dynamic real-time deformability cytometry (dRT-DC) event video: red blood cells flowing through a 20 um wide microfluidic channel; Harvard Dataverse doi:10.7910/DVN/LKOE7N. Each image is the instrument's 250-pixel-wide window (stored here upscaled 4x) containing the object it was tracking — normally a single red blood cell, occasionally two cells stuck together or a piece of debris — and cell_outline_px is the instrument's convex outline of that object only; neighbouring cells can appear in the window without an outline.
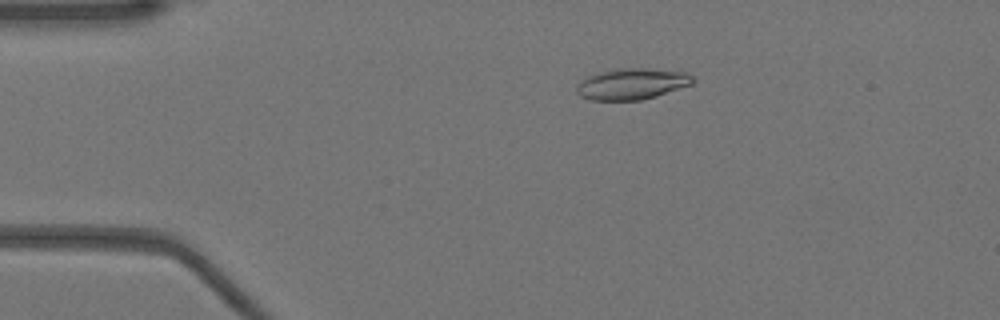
{"species": "Egyptian fruit bat (a non-hibernating species)", "species_latin": "Rousettus aegyptiacus", "temperature_condition": "warm", "stored_images_in_passage": 51, "camera_frame_rate_fps": 3000, "um_per_image_px": 0.085, "animal": {"sex": "female"}, "frame": {"image": 1, "passage_image": 10, "time_ms": 3.0, "image_size_px": [1000, 320], "cell_outline_px": [[696, 80], [692, 84], [656, 96], [640, 100], [588, 100], [580, 96], [576, 92], [576, 84], [580, 80], [588, 76], [600, 72], [620, 68], [644, 68], [688, 72]], "centroid_in_image_um": [53.69, 7.13], "position_along_channel_um": 31.3, "area_um2": 21.21}}
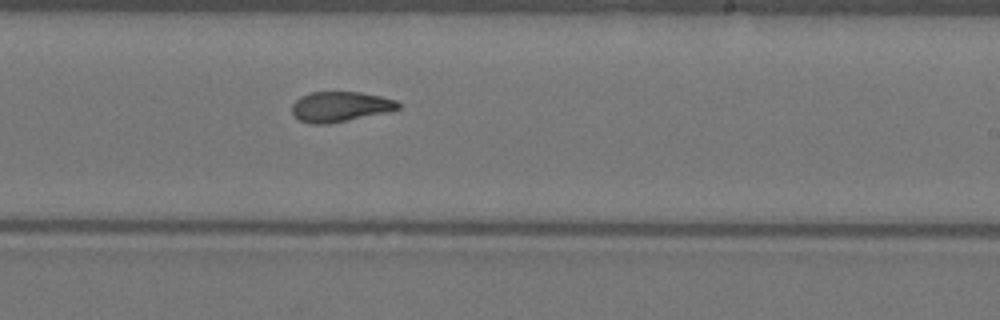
{"frame": {"image": 2, "passage_image": 31, "time_ms": 10.0, "image_size_px": [1000, 320], "cell_outline_px": [[400, 108], [388, 112], [328, 124], [312, 124], [300, 120], [292, 112], [292, 104], [300, 96], [312, 92], [360, 92], [380, 96], [396, 100], [400, 104]], "centroid_in_image_um": [28.92, 9.06], "position_along_channel_um": 260.1, "area_um2": 18.61}}
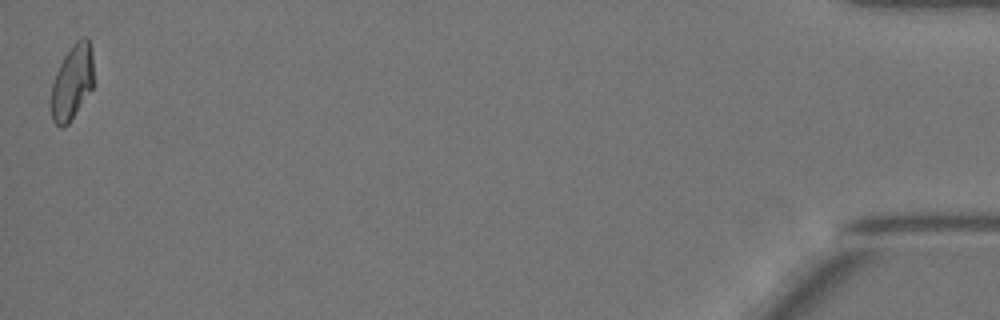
{"frame": {"image": 3, "passage_image": 51, "time_ms": 16.667, "image_size_px": [1000, 320], "cell_outline_px": [[92, 88], [68, 124], [64, 128], [60, 128], [52, 120], [52, 84], [56, 72], [64, 56], [72, 44], [76, 40], [84, 36], [88, 36], [92, 52]], "centroid_in_image_um": [6.13, 6.96], "position_along_channel_um": 429.1, "area_um2": 18.32}, "authors_computed_cell_mechanics": {"area_um2": 19.4208, "velocity_mm_per_s": 3.9675, "shape_relaxation_time_tau1_ms": 11.0551, "shape_relaxation_time_tau2_ms": 2.0818, "deformation_change_tau1": 0.2926, "deformation_change_tau2": 0.0862}}